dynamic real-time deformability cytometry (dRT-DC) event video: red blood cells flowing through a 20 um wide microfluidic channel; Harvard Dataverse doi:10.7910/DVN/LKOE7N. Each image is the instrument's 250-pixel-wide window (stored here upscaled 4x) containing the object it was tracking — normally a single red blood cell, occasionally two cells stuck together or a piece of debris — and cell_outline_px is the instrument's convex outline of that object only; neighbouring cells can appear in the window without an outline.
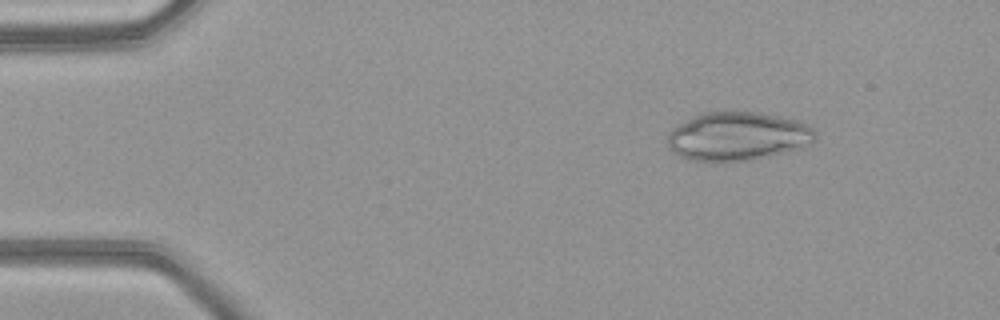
{"species": "common noctule bat (a hibernating species)", "species_latin": "Nyctalus noctula", "temperature_condition": "warm", "stored_images_in_passage": 48, "camera_frame_rate_fps": 3000, "um_per_image_px": 0.085, "animal": {"sex": "female", "body_mass_g": 21.9}, "frame": {"image": 1, "passage_image": 6, "time_ms": 1.667, "image_size_px": [1000, 320], "cell_outline_px": [[816, 140], [812, 144], [804, 148], [768, 156], [748, 160], [688, 160], [680, 156], [668, 148], [668, 132], [676, 124], [700, 112], [728, 108], [732, 108], [760, 112], [804, 120], [816, 132]], "centroid_in_image_um": [62.74, 11.51], "position_along_channel_um": 22.3, "area_um2": 43.29}}
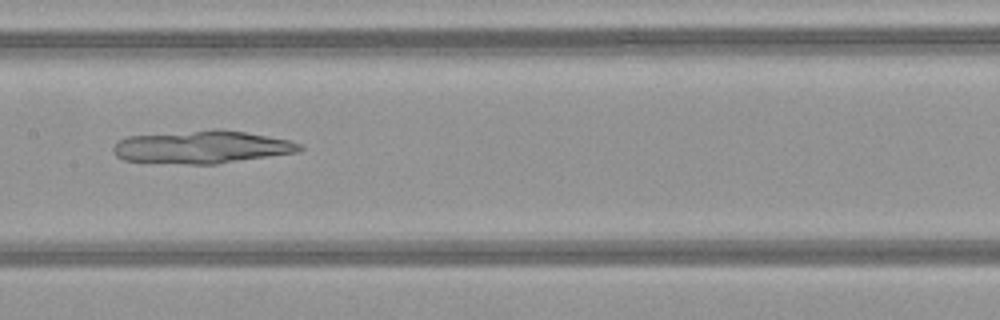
{"frame": {"image": 2, "passage_image": 24, "time_ms": 7.667, "image_size_px": [1000, 320], "cell_outline_px": [[304, 148], [300, 152], [216, 164], [188, 164], [124, 160], [116, 156], [112, 152], [112, 148], [120, 140], [128, 136], [212, 128], [220, 128], [292, 140], [300, 144]], "centroid_in_image_um": [17.2, 12.48], "position_along_channel_um": 190.2, "area_um2": 35.95}}
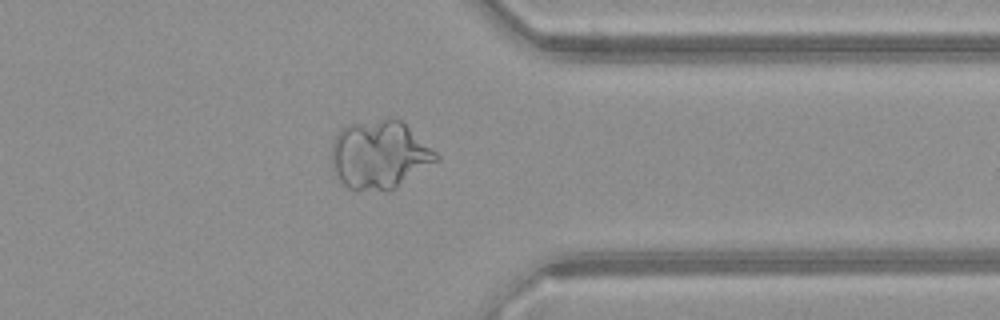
{"frame": {"image": 3, "passage_image": 38, "time_ms": 12.333, "image_size_px": [1000, 320], "cell_outline_px": [[440, 160], [396, 188], [388, 192], [348, 188], [336, 176], [332, 168], [332, 144], [336, 132], [344, 124], [384, 116], [392, 116], [400, 120], [436, 152], [440, 156]], "centroid_in_image_um": [32.24, 13.12], "position_along_channel_um": 379.2, "area_um2": 42.54}}